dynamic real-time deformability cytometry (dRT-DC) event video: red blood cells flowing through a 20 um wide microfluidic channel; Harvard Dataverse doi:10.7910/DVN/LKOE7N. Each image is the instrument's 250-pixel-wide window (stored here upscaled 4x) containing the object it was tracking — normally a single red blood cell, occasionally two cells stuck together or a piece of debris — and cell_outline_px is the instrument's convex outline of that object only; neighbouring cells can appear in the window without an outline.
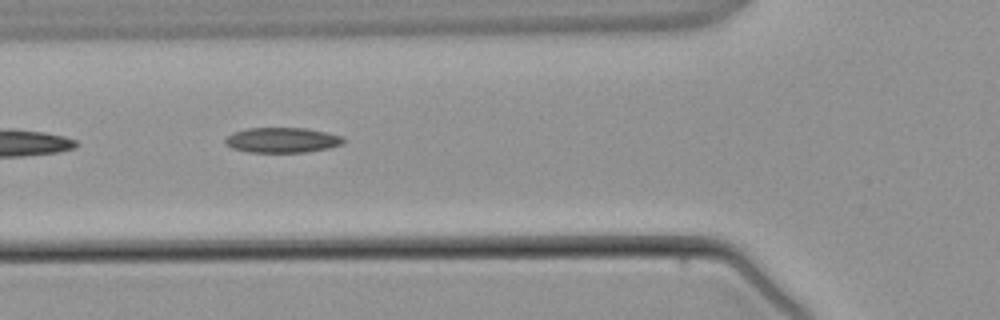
{"species": "common noctule bat (a hibernating species)", "species_latin": "Nyctalus noctula", "temperature_condition": "warm", "stored_images_in_passage": 5, "segment_of_instrument_passage": [2, 2], "camera_frame_rate_fps": 3000, "um_per_image_px": 0.085, "animal": {"sex": "male", "body_mass_g": 21.5, "forearm_length_mm": 52.0}, "frame": {"image": 1, "passage_image": 5, "time_ms": 4.667, "image_size_px": [1000, 320], "cell_outline_px": [[344, 144], [328, 148], [308, 152], [248, 152], [232, 148], [224, 144], [224, 140], [232, 132], [248, 128], [304, 128], [344, 136]], "centroid_in_image_um": [23.97, 11.91], "position_along_channel_um": 101.8, "area_um2": 17.4}}